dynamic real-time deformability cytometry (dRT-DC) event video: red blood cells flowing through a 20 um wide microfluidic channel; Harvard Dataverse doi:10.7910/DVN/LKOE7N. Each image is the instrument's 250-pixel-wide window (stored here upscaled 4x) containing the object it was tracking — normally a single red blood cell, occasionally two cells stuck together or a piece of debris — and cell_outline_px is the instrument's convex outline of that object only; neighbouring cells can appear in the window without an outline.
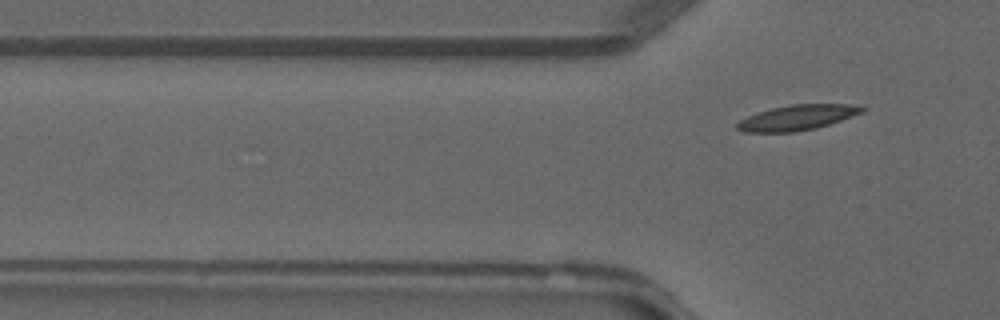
{"species": "common noctule bat (a hibernating species)", "species_latin": "Nyctalus noctula", "temperature_condition": "warm", "stored_images_in_passage": 6, "camera_frame_rate_fps": 3000, "um_per_image_px": 0.085, "animal": {"sex": "male", "forearm_length_mm": 52.5}, "frame": {"image": 1, "passage_image": 6, "time_ms": 7.0, "image_size_px": [1000, 320], "cell_outline_px": [[868, 108], [864, 112], [816, 128], [796, 132], [744, 132], [736, 128], [736, 124], [740, 120], [748, 116], [772, 108], [792, 104], [848, 104]], "centroid_in_image_um": [67.77, 9.99], "position_along_channel_um": 58.0, "area_um2": 18.21}}